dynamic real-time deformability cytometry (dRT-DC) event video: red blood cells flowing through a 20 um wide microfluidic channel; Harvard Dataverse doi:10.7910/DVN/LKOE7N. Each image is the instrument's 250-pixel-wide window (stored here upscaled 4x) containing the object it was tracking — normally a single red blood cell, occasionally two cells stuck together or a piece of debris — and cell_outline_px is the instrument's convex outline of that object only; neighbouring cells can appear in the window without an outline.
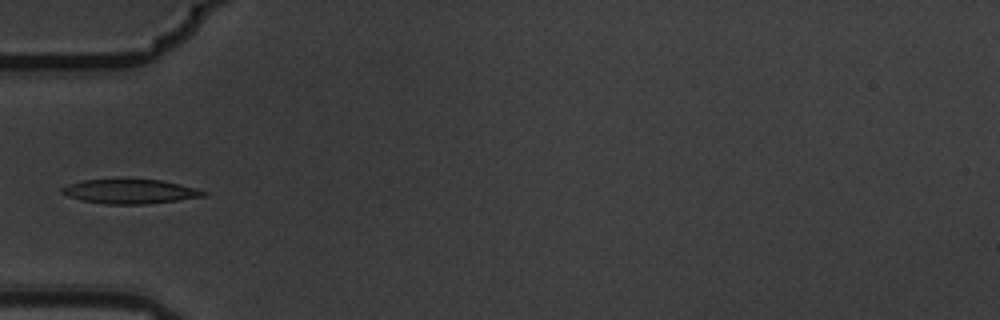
{"species": "common noctule bat (a hibernating species)", "species_latin": "Nyctalus noctula", "temperature_condition": "warm", "stored_images_in_passage": 6, "camera_frame_rate_fps": 3000, "um_per_image_px": 0.085, "animal": {"sex": "male", "body_mass_g": 19.5, "forearm_length_mm": 54.6}, "frame": {"image": 1, "passage_image": 6, "time_ms": 1.667, "image_size_px": [1000, 320], "cell_outline_px": [[208, 192], [204, 196], [148, 204], [108, 204], [80, 200], [68, 196], [60, 192], [60, 188], [68, 184], [84, 180], [164, 180], [196, 188]], "centroid_in_image_um": [11.04, 16.28], "position_along_channel_um": 74.0, "area_um2": 19.88}}